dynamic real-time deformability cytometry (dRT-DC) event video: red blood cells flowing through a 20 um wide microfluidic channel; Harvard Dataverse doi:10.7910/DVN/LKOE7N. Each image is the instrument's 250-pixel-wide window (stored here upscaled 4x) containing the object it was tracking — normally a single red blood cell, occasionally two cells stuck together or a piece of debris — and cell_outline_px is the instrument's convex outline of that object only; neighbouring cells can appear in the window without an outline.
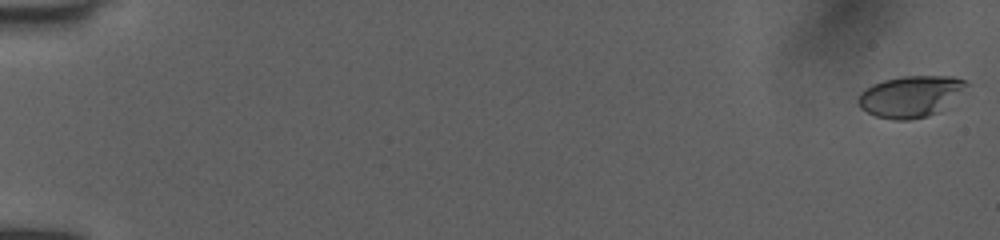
{"species": "human", "species_latin": "Homo sapiens", "temperature_condition": "room temperature", "stored_images_in_passage": 53, "camera_frame_rate_fps": 3000, "um_per_image_px": 0.085, "donor": {"sex": "female"}, "frame": {"image": 1, "passage_image": 1, "time_ms": 0.0, "image_size_px": [1000, 240], "cell_outline_px": [[968, 84], [936, 112], [928, 116], [908, 120], [896, 120], [876, 116], [860, 108], [860, 92], [872, 84], [884, 80], [904, 76], [952, 76], [964, 80]], "centroid_in_image_um": [77.33, 8.18], "position_along_channel_um": 7.7, "area_um2": 25.2}}
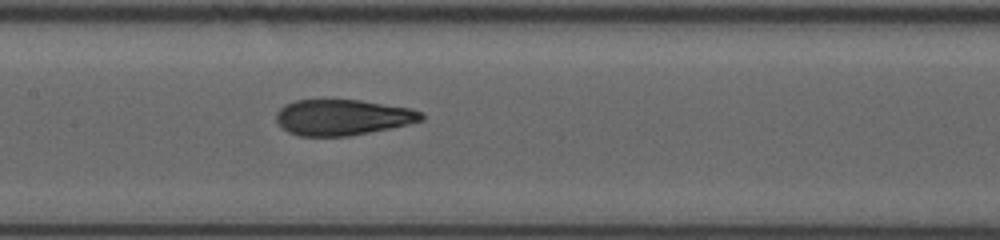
{"frame": {"image": 2, "passage_image": 28, "time_ms": 9.0, "image_size_px": [1000, 240], "cell_outline_px": [[424, 120], [408, 124], [348, 136], [300, 136], [288, 132], [276, 120], [276, 112], [284, 104], [296, 100], [360, 100], [412, 108], [424, 112]], "centroid_in_image_um": [29.13, 9.96], "position_along_channel_um": 178.3, "area_um2": 30.23}}
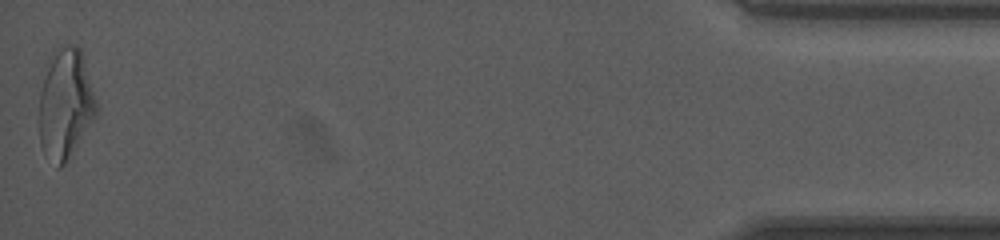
{"frame": {"image": 3, "passage_image": 53, "time_ms": 17.333, "image_size_px": [1000, 240], "cell_outline_px": [[100, 108], [96, 116], [68, 160], [60, 168], [56, 168], [44, 156], [40, 144], [40, 92], [52, 52], [68, 44], [76, 44], [80, 48]], "centroid_in_image_um": [5.59, 8.89], "position_along_channel_um": 429.6, "area_um2": 36.93}, "authors_computed_cell_mechanics": {"area_um2": 30.923, "velocity_mm_per_s": 4.0203, "shape_relaxation_time_tau1_ms": 7.1481, "shape_relaxation_time_tau2_ms": 1.1604, "deformation_change_tau1": 0.2328, "deformation_change_tau2": 0.0876}}